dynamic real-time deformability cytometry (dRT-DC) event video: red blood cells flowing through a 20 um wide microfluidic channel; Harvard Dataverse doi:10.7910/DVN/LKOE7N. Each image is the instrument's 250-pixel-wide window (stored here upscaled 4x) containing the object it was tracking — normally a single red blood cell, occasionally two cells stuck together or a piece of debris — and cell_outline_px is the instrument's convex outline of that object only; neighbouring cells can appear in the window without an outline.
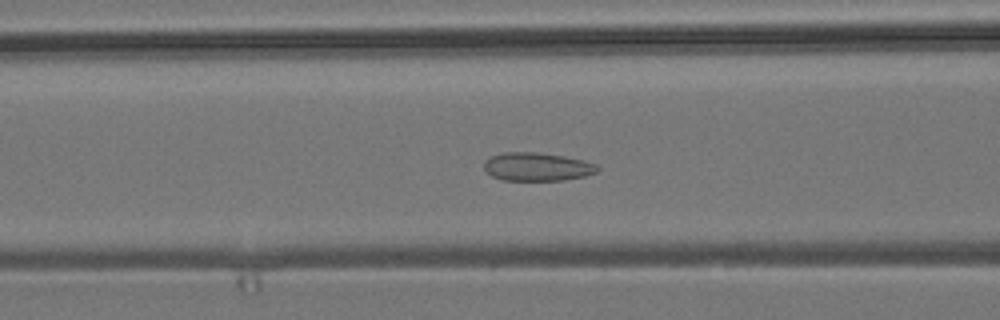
{"species": "common noctule bat (a hibernating species)", "species_latin": "Nyctalus noctula", "temperature_condition": "room temperature", "stored_images_in_passage": 55, "camera_frame_rate_fps": 3000, "um_per_image_px": 0.085, "animal": {"sex": "male", "body_mass_g": 19.2, "forearm_length_mm": 51.8}, "frame": {"image": 1, "passage_image": 21, "time_ms": 6.667, "image_size_px": [1000, 320], "cell_outline_px": [[600, 168], [596, 172], [584, 176], [564, 180], [500, 180], [492, 176], [484, 168], [484, 160], [492, 156], [504, 152], [540, 152], [564, 156], [584, 160], [596, 164]], "centroid_in_image_um": [45.65, 14.17], "position_along_channel_um": 120.9, "area_um2": 18.79}}
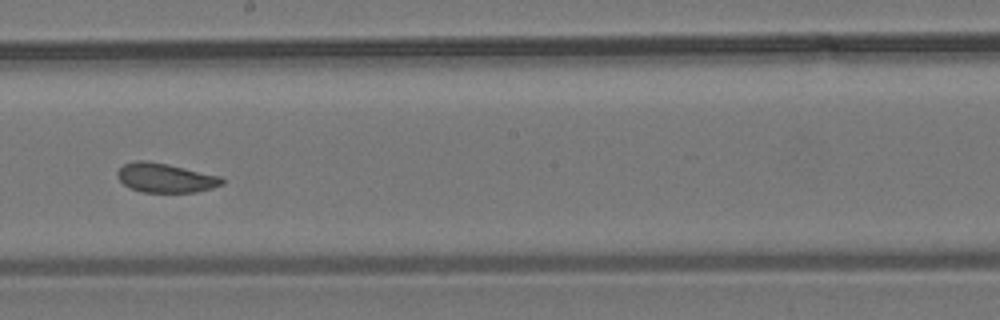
{"frame": {"image": 2, "passage_image": 30, "time_ms": 9.667, "image_size_px": [1000, 320], "cell_outline_px": [[224, 184], [212, 188], [196, 192], [140, 192], [124, 184], [116, 176], [116, 172], [124, 164], [136, 160], [144, 160], [168, 164], [220, 176], [224, 180]], "centroid_in_image_um": [14.06, 15.12], "position_along_channel_um": 234.1, "area_um2": 17.8}}
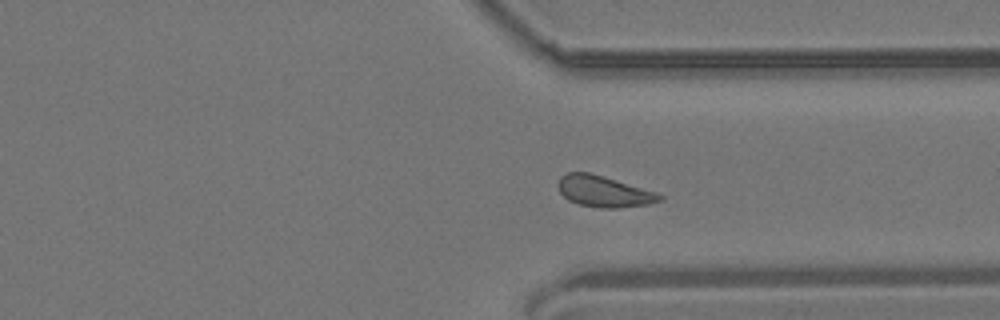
{"frame": {"image": 3, "passage_image": 40, "time_ms": 13.0, "image_size_px": [1000, 320], "cell_outline_px": [[664, 200], [648, 204], [620, 208], [600, 208], [576, 204], [568, 200], [560, 192], [556, 184], [560, 176], [568, 172], [588, 172], [604, 176], [656, 192], [664, 196]], "centroid_in_image_um": [51.31, 16.27], "position_along_channel_um": 360.1, "area_um2": 18.67}, "authors_computed_cell_mechanics": {"area_um2": 18.6694, "velocity_mm_per_s": 3.7776, "shape_relaxation_time_tau1_ms": 4.6559, "shape_relaxation_time_tau2_ms": 1.5522, "deformation_change_tau1": 0.068, "deformation_change_tau2": 0.0626}}